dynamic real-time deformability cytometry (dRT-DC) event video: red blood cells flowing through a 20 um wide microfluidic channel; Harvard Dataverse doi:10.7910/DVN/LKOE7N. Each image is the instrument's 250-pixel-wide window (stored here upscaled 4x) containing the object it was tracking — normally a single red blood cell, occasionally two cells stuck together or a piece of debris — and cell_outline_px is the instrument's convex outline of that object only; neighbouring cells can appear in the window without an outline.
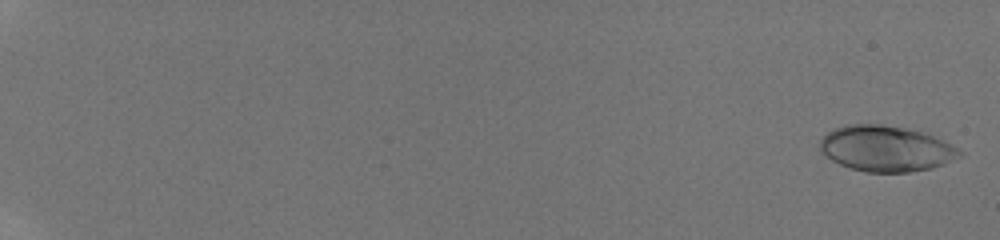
{"species": "human", "species_latin": "Homo sapiens", "temperature_condition": "room temperature", "stored_images_in_passage": 58, "camera_frame_rate_fps": 3000, "um_per_image_px": 0.085, "donor": {"sex": "male"}, "frame": {"image": 1, "passage_image": 3, "time_ms": 0.333, "image_size_px": [1000, 240], "cell_outline_px": [[964, 156], [932, 168], [908, 172], [864, 172], [848, 168], [832, 160], [820, 148], [820, 140], [832, 128], [848, 124], [880, 124], [904, 128], [920, 132], [932, 136], [960, 148], [964, 152]], "centroid_in_image_um": [75.33, 12.64], "position_along_channel_um": 9.7, "area_um2": 37.17}}
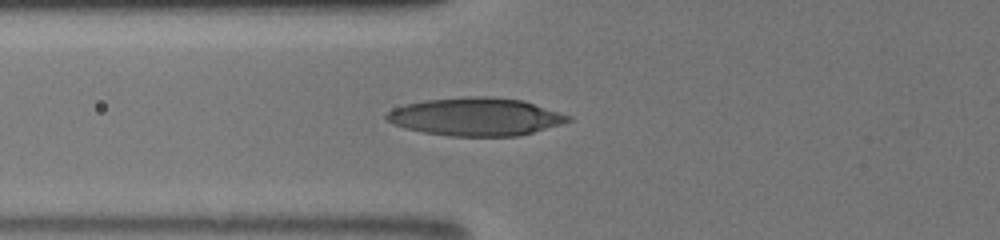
{"frame": {"image": 2, "passage_image": 38, "time_ms": 8.0, "image_size_px": [1000, 240], "cell_outline_px": [[572, 120], [560, 124], [532, 132], [516, 136], [448, 136], [424, 132], [404, 128], [392, 124], [384, 116], [392, 108], [404, 104], [424, 100], [468, 96], [492, 96], [524, 100], [572, 116]], "centroid_in_image_um": [40.42, 9.91], "position_along_channel_um": 85.4, "area_um2": 40.34}}
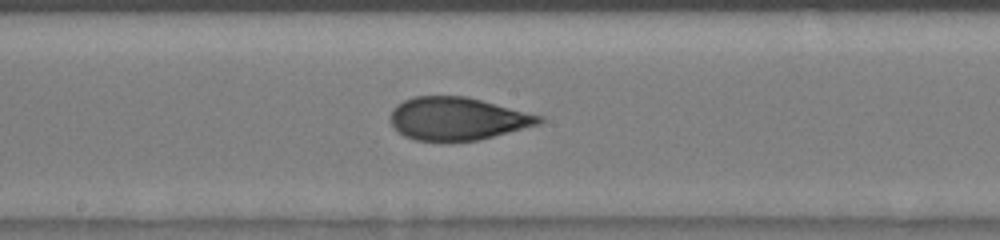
{"frame": {"image": 3, "passage_image": 49, "time_ms": 11.0, "image_size_px": [1000, 240], "cell_outline_px": [[544, 120], [540, 124], [476, 140], [444, 144], [416, 140], [404, 136], [392, 124], [392, 108], [396, 104], [412, 96], [468, 96], [544, 116]], "centroid_in_image_um": [38.88, 10.1], "position_along_channel_um": 209.3, "area_um2": 37.69}}